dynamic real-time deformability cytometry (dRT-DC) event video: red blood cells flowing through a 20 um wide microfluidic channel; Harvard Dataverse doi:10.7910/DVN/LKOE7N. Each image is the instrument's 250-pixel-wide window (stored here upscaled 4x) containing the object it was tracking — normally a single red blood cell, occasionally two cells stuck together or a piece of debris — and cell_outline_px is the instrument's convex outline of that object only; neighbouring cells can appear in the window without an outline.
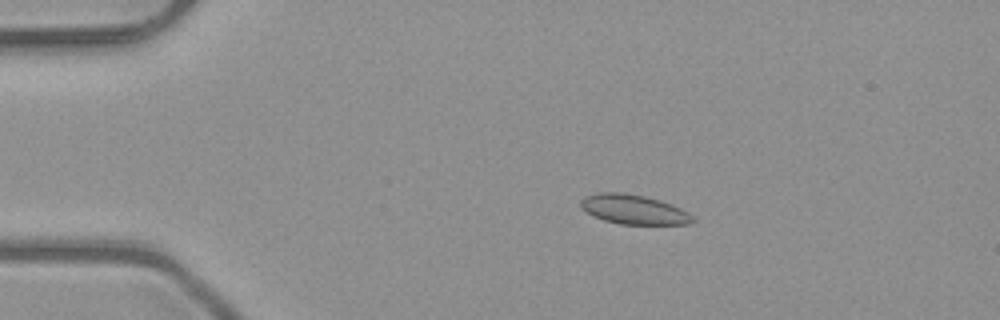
{"species": "common noctule bat (a hibernating species)", "species_latin": "Nyctalus noctula", "temperature_condition": "room temperature", "stored_images_in_passage": 3, "camera_frame_rate_fps": 3000, "um_per_image_px": 0.085, "animal": {"sex": "male", "body_mass_g": 23.1, "forearm_length_mm": 52.7}, "frame": {"image": 1, "passage_image": 2, "time_ms": 0.333, "image_size_px": [1000, 320], "cell_outline_px": [[696, 220], [692, 224], [620, 224], [604, 220], [592, 216], [580, 208], [580, 200], [584, 196], [596, 192], [624, 192], [644, 196], [660, 200], [672, 204], [688, 212]], "centroid_in_image_um": [53.83, 17.79], "position_along_channel_um": 31.2, "area_um2": 19.54}}